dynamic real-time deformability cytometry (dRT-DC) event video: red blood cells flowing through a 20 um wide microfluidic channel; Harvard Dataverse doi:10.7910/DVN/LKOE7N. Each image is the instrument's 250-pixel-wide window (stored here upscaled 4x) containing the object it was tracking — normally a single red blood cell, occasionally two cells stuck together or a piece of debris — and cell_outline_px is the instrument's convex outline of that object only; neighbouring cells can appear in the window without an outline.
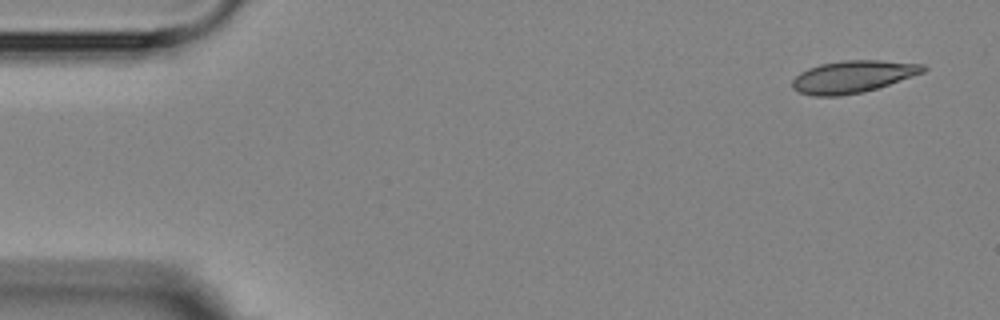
{"species": "Egyptian fruit bat (a non-hibernating species)", "species_latin": "Rousettus aegyptiacus", "temperature_condition": "room temperature", "stored_images_in_passage": 8, "camera_frame_rate_fps": 3000, "um_per_image_px": 0.085, "animal": {"sex": "female"}, "frame": {"image": 1, "passage_image": 1, "time_ms": 0.0, "image_size_px": [1000, 320], "cell_outline_px": [[928, 68], [924, 72], [864, 92], [840, 96], [812, 96], [800, 92], [792, 88], [792, 80], [800, 72], [808, 68], [820, 64], [840, 60], [880, 60], [924, 64]], "centroid_in_image_um": [72.47, 6.51], "position_along_channel_um": 12.5, "area_um2": 24.57}}
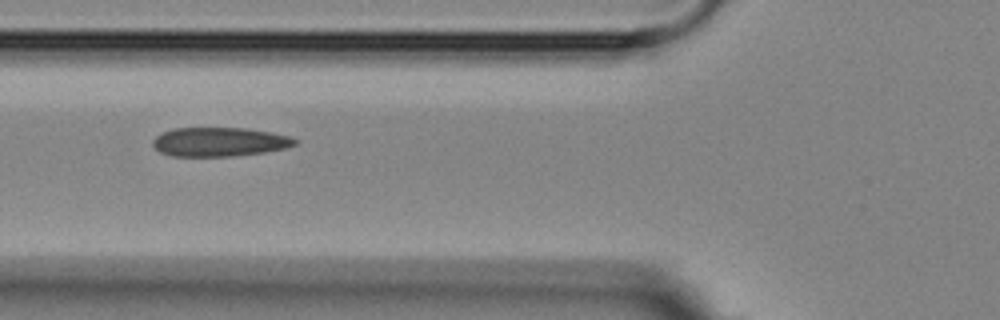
{"frame": {"image": 2, "passage_image": 6, "time_ms": 5.667, "image_size_px": [1000, 320], "cell_outline_px": [[300, 140], [296, 144], [284, 148], [264, 152], [232, 156], [172, 156], [160, 152], [152, 144], [152, 140], [156, 136], [172, 128], [248, 128], [272, 132], [292, 136]], "centroid_in_image_um": [18.68, 12.05], "position_along_channel_um": 107.1, "area_um2": 24.16}}
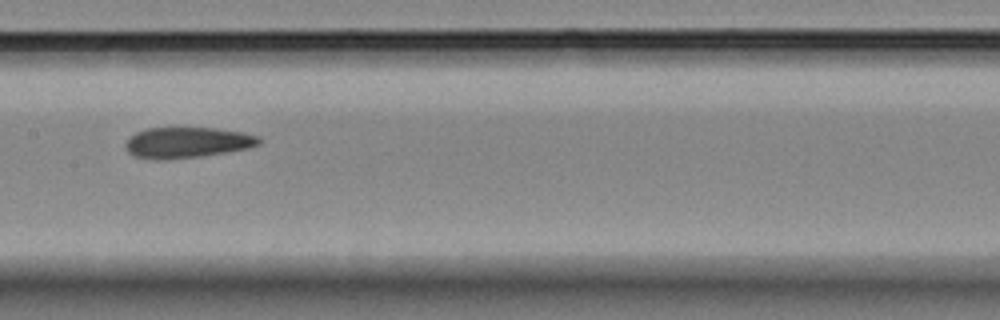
{"frame": {"image": 3, "passage_image": 8, "time_ms": 8.0, "image_size_px": [1000, 320], "cell_outline_px": [[264, 140], [260, 144], [248, 148], [200, 156], [168, 160], [156, 160], [136, 156], [128, 152], [124, 144], [136, 132], [144, 128], [216, 128], [240, 132], [256, 136]], "centroid_in_image_um": [15.89, 12.12], "position_along_channel_um": 191.5, "area_um2": 23.81}}